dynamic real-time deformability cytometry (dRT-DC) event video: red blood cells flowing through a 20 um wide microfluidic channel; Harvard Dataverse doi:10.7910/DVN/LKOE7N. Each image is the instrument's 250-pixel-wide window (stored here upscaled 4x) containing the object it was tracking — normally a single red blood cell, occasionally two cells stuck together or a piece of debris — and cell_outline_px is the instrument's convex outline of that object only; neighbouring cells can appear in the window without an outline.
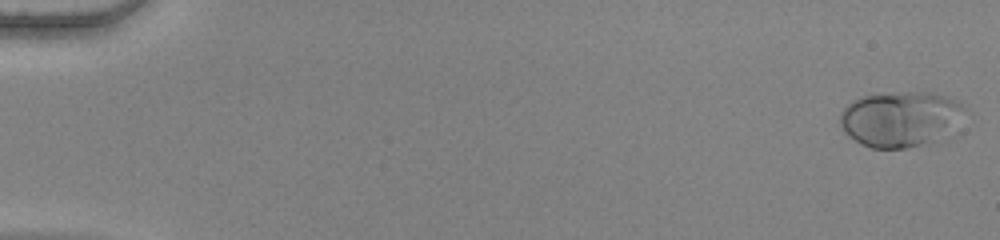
{"species": "human", "species_latin": "Homo sapiens", "temperature_condition": "warm", "stored_images_in_passage": 54, "camera_frame_rate_fps": 3000, "um_per_image_px": 0.085, "donor": {"sex": "female"}, "frame": {"image": 1, "passage_image": 1, "time_ms": 0.0, "image_size_px": [1000, 240], "cell_outline_px": [[968, 108], [932, 140], [924, 144], [908, 148], [872, 148], [848, 136], [844, 132], [840, 124], [840, 112], [852, 100], [860, 96], [900, 92], [928, 92], [948, 96], [956, 100]], "centroid_in_image_um": [76.41, 10.07], "position_along_channel_um": 8.6, "area_um2": 39.13}}
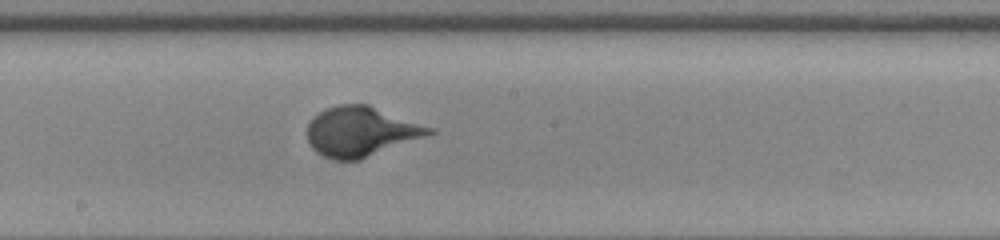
{"frame": {"image": 2, "passage_image": 31, "time_ms": 10.0, "image_size_px": [1000, 240], "cell_outline_px": [[436, 132], [360, 160], [336, 160], [324, 156], [312, 148], [308, 140], [308, 124], [320, 112], [328, 108], [340, 104], [368, 104], [436, 128]], "centroid_in_image_um": [30.72, 11.18], "position_along_channel_um": 217.5, "area_um2": 35.14}}
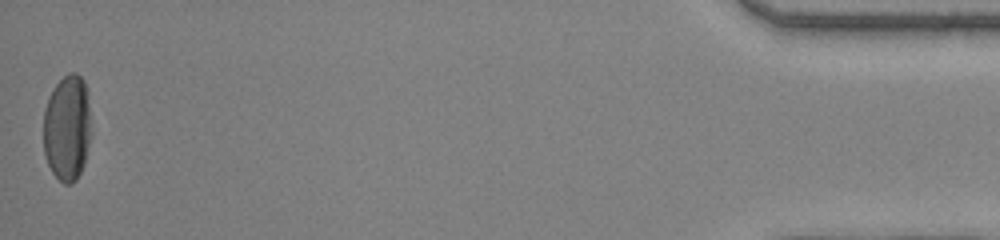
{"frame": {"image": 3, "passage_image": 54, "time_ms": 17.667, "image_size_px": [1000, 240], "cell_outline_px": [[92, 136], [84, 164], [76, 180], [72, 184], [64, 184], [52, 172], [48, 164], [44, 152], [44, 112], [48, 96], [56, 84], [68, 72], [76, 72], [84, 80], [88, 92], [92, 132]], "centroid_in_image_um": [5.74, 10.85], "position_along_channel_um": 429.5, "area_um2": 30.11}}